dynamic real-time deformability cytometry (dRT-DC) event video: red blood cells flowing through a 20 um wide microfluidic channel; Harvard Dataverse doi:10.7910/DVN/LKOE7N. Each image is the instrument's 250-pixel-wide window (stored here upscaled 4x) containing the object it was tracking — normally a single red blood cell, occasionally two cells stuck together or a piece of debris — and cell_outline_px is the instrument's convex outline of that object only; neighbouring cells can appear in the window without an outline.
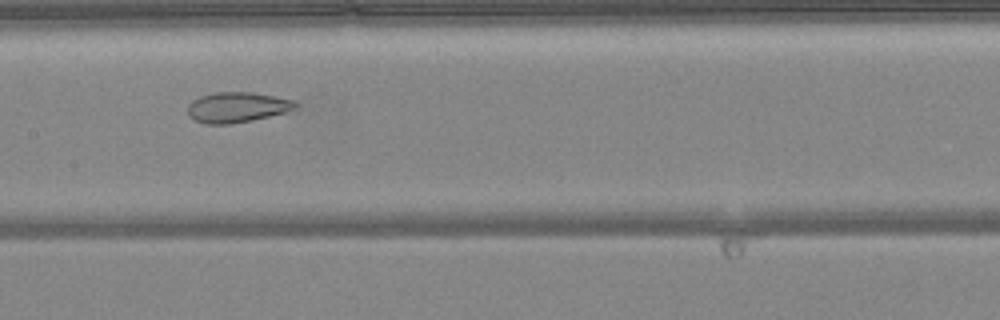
{"species": "common noctule bat (a hibernating species)", "species_latin": "Nyctalus noctula", "temperature_condition": "warm", "stored_images_in_passage": 51, "segment_of_instrument_passage": [1, 2], "camera_frame_rate_fps": 3000, "um_per_image_px": 0.085, "animal": {"sex": "female", "body_mass_g": 24.6, "forearm_length_mm": 56.2}, "frame": {"image": 1, "passage_image": 25, "time_ms": 8.0, "image_size_px": [1000, 320], "cell_outline_px": [[300, 108], [252, 120], [232, 124], [204, 124], [192, 120], [188, 116], [188, 104], [192, 100], [200, 96], [216, 92], [252, 92], [292, 100], [300, 104]], "centroid_in_image_um": [20.12, 9.13], "position_along_channel_um": 187.3, "area_um2": 19.19}}
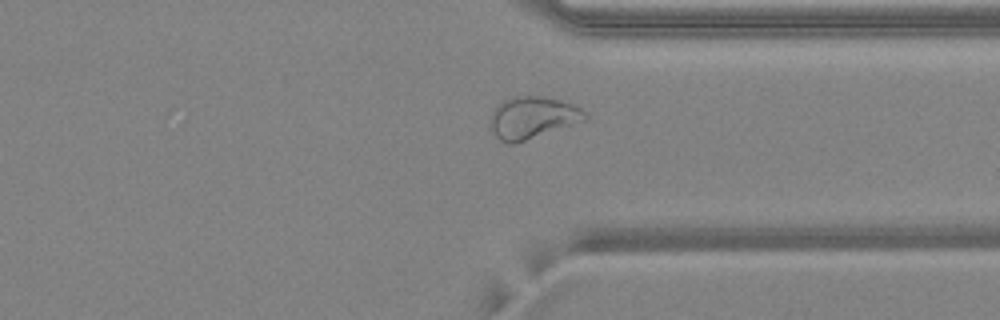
{"frame": {"image": 2, "passage_image": 38, "time_ms": 12.333, "image_size_px": [1000, 320], "cell_outline_px": [[588, 116], [584, 120], [516, 144], [504, 144], [488, 128], [488, 124], [492, 112], [504, 100], [512, 96], [540, 96], [560, 100], [572, 104], [580, 108]], "centroid_in_image_um": [45.19, 10.02], "position_along_channel_um": 366.2, "area_um2": 23.18}}
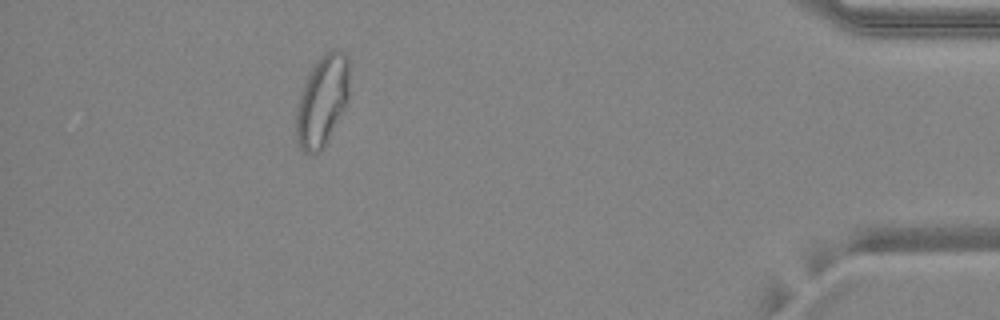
{"frame": {"image": 3, "passage_image": 45, "time_ms": 14.667, "image_size_px": [1000, 320], "cell_outline_px": [[348, 100], [344, 108], [320, 152], [304, 152], [300, 148], [296, 136], [296, 116], [300, 96], [308, 76], [312, 68], [324, 52], [332, 48], [336, 48], [344, 52], [348, 56]], "centroid_in_image_um": [27.4, 8.52], "position_along_channel_um": 407.8, "area_um2": 27.51}}